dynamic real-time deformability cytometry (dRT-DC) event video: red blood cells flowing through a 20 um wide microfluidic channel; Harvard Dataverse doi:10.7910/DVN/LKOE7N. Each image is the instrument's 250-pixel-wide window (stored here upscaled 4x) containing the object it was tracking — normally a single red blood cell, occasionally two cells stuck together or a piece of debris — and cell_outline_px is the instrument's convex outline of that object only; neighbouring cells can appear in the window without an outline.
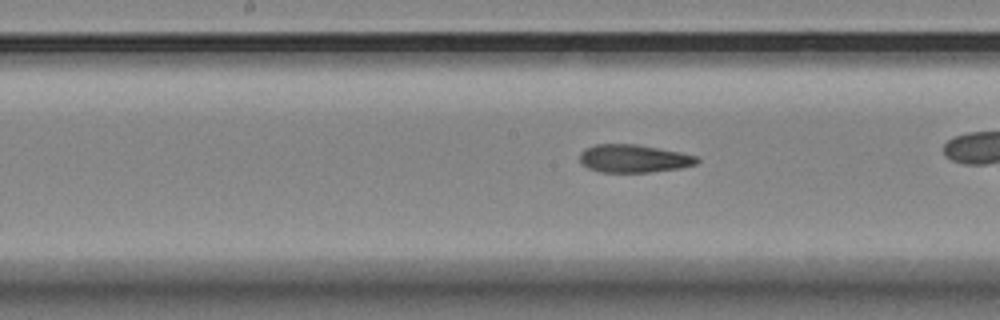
{"species": "Egyptian fruit bat (a non-hibernating species)", "species_latin": "Rousettus aegyptiacus", "temperature_condition": "room temperature", "stored_images_in_passage": 31, "camera_frame_rate_fps": 3000, "um_per_image_px": 0.085, "animal": {"sex": "female"}, "frame": {"image": 1, "passage_image": 14, "time_ms": 4.333, "image_size_px": [1000, 320], "cell_outline_px": [[700, 160], [696, 164], [680, 168], [648, 172], [600, 172], [588, 168], [580, 160], [580, 152], [584, 148], [592, 144], [636, 144], [680, 152], [696, 156]], "centroid_in_image_um": [53.84, 13.47], "position_along_channel_um": 194.4, "area_um2": 19.07}}
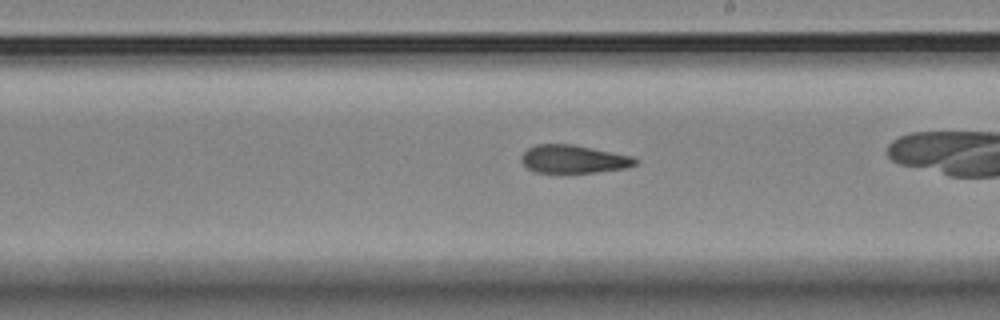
{"frame": {"image": 2, "passage_image": 18, "time_ms": 5.667, "image_size_px": [1000, 320], "cell_outline_px": [[640, 160], [636, 164], [624, 168], [596, 172], [536, 172], [528, 168], [520, 160], [520, 156], [528, 148], [536, 144], [572, 144], [632, 156]], "centroid_in_image_um": [48.74, 13.51], "position_along_channel_um": 240.3, "area_um2": 18.5}}
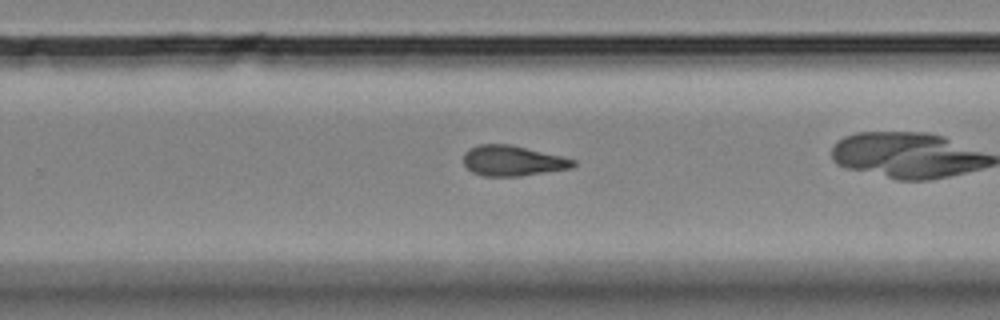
{"frame": {"image": 3, "passage_image": 22, "time_ms": 7.0, "image_size_px": [1000, 320], "cell_outline_px": [[576, 164], [572, 168], [516, 176], [484, 176], [472, 172], [464, 164], [464, 152], [468, 148], [480, 144], [512, 144], [576, 160]], "centroid_in_image_um": [43.55, 13.65], "position_along_channel_um": 286.3, "area_um2": 19.31}}